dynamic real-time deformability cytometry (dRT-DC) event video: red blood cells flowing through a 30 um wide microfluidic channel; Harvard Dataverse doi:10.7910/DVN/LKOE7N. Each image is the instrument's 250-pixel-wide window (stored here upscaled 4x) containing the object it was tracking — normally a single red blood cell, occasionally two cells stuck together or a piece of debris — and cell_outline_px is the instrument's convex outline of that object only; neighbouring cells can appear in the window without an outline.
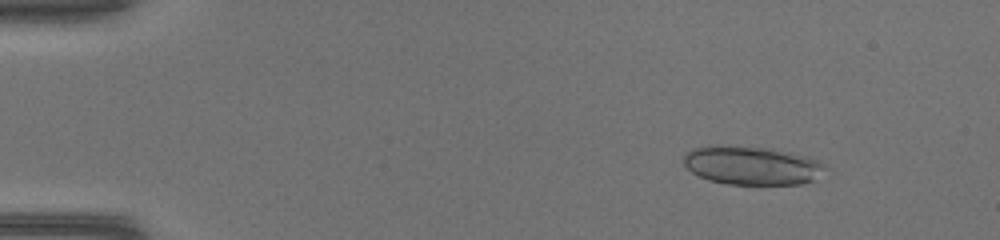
{"species": "common noctule bat (a hibernating species)", "species_latin": "Nyctalus noctula", "temperature_condition": "warm", "stored_images_in_passage": 46, "segment_of_instrument_passage": [1, 2], "camera_frame_rate_fps": 3000, "um_per_image_px": 0.085, "animal": {"sex": "female", "body_mass_g": 17.0, "forearm_length_mm": 48.0}, "frame": {"image": 1, "passage_image": 6, "time_ms": 1.667, "image_size_px": [1000, 240], "cell_outline_px": [[832, 168], [812, 180], [800, 184], [728, 184], [708, 180], [692, 172], [684, 164], [684, 156], [692, 148], [708, 144], [720, 144], [772, 148], [804, 156], [816, 160]], "centroid_in_image_um": [63.9, 14.04], "position_along_channel_um": 21.1, "area_um2": 32.19}}